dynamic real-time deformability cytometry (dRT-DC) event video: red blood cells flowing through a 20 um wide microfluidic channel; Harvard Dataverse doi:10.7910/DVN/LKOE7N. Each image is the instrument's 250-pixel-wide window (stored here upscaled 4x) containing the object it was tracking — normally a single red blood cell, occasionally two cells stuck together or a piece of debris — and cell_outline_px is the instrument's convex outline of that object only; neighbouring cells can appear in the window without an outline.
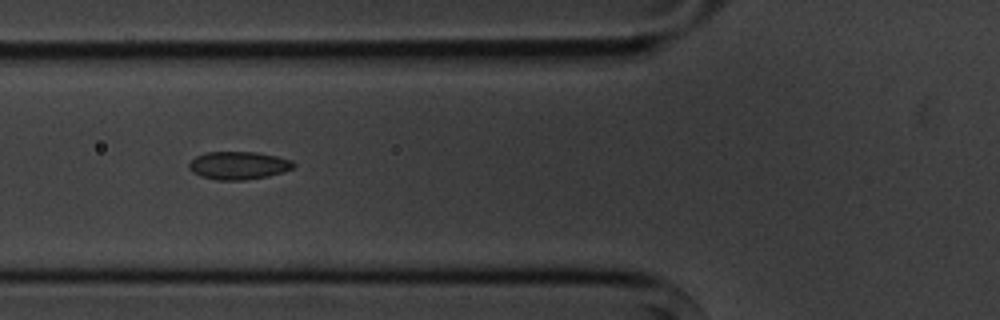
{"species": "common noctule bat (a hibernating species)", "species_latin": "Nyctalus noctula", "temperature_condition": "cold", "stored_images_in_passage": 9, "camera_frame_rate_fps": 3000, "um_per_image_px": 0.085, "animal": {"sex": "male", "body_mass_g": 20.1, "forearm_length_mm": 53.5}, "frame": {"image": 1, "passage_image": 6, "time_ms": 5.667, "image_size_px": [1000, 320], "cell_outline_px": [[296, 164], [292, 168], [268, 176], [244, 180], [216, 180], [200, 176], [192, 172], [188, 168], [188, 164], [196, 156], [204, 152], [256, 152], [276, 156], [292, 160]], "centroid_in_image_um": [20.23, 14.06], "position_along_channel_um": 105.6, "area_um2": 16.99}}
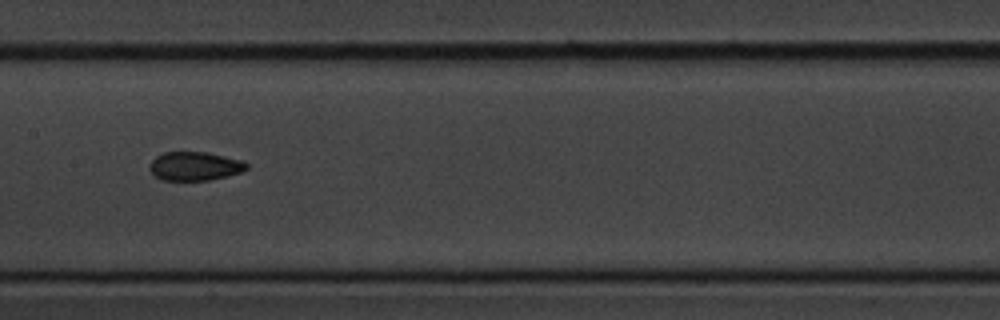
{"frame": {"image": 2, "passage_image": 8, "time_ms": 8.0, "image_size_px": [1000, 320], "cell_outline_px": [[248, 168], [240, 172], [228, 176], [208, 180], [160, 180], [148, 168], [148, 164], [156, 156], [164, 152], [208, 152], [244, 160], [248, 164]], "centroid_in_image_um": [16.56, 14.11], "position_along_channel_um": 190.8, "area_um2": 16.42}}
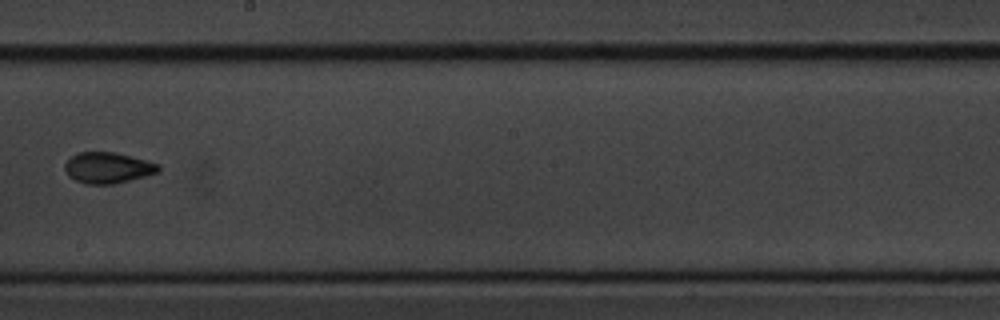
{"frame": {"image": 3, "passage_image": 9, "time_ms": 9.333, "image_size_px": [1000, 320], "cell_outline_px": [[160, 172], [112, 184], [88, 184], [76, 180], [68, 176], [64, 168], [64, 164], [72, 156], [80, 152], [116, 152], [160, 164]], "centroid_in_image_um": [9.17, 14.25], "position_along_channel_um": 239.0, "area_um2": 16.76}}